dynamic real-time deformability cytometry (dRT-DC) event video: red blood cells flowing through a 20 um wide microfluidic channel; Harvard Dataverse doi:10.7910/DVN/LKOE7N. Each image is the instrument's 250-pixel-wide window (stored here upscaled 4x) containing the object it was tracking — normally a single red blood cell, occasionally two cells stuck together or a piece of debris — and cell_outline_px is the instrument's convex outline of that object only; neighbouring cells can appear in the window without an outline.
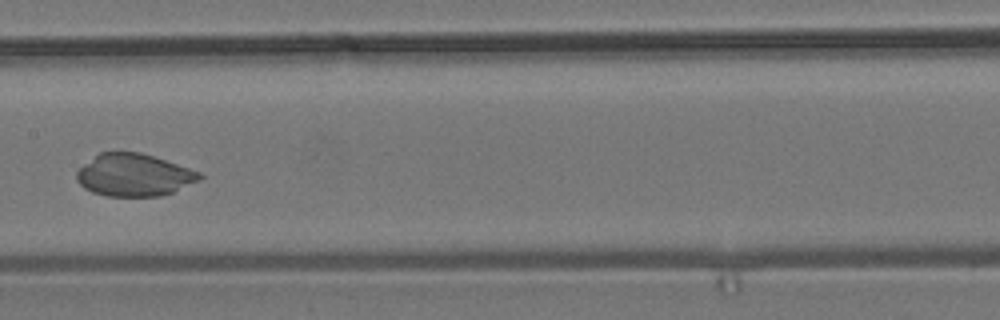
{"species": "common noctule bat (a hibernating species)", "species_latin": "Nyctalus noctula", "temperature_condition": "room temperature", "stored_images_in_passage": 8, "camera_frame_rate_fps": 3000, "um_per_image_px": 0.085, "animal": {"sex": "male", "body_mass_g": 19.2, "forearm_length_mm": 51.8}, "frame": {"image": 1, "passage_image": 8, "time_ms": 2.333, "image_size_px": [1000, 320], "cell_outline_px": [[204, 176], [200, 180], [172, 192], [160, 196], [108, 196], [92, 192], [84, 188], [76, 180], [76, 172], [84, 164], [100, 152], [140, 152], [200, 172]], "centroid_in_image_um": [11.37, 14.88], "position_along_channel_um": 196.0, "area_um2": 30.11}}